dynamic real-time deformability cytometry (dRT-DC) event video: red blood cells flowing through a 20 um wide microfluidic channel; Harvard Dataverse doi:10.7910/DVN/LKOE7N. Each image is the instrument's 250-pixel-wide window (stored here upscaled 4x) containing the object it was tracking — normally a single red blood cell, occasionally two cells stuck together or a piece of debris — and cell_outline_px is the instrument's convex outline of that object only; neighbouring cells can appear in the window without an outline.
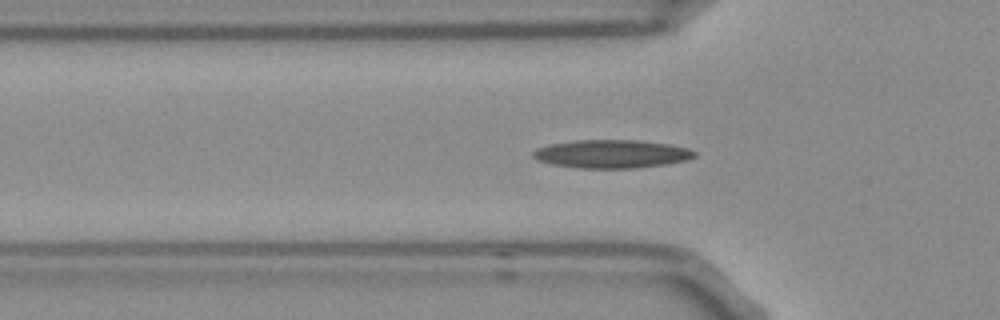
{"species": "Egyptian fruit bat (a non-hibernating species)", "species_latin": "Rousettus aegyptiacus", "temperature_condition": "room temperature", "stored_images_in_passage": 41, "camera_frame_rate_fps": 3000, "um_per_image_px": 0.085, "frame": {"image": 1, "passage_image": 3, "time_ms": 0.667, "image_size_px": [1000, 320], "cell_outline_px": [[696, 156], [688, 160], [664, 164], [636, 168], [576, 168], [552, 164], [540, 160], [532, 156], [532, 152], [536, 148], [552, 144], [576, 140], [640, 140], [668, 144], [688, 148], [696, 152]], "centroid_in_image_um": [52.01, 13.08], "position_along_channel_um": 73.8, "area_um2": 26.53}}
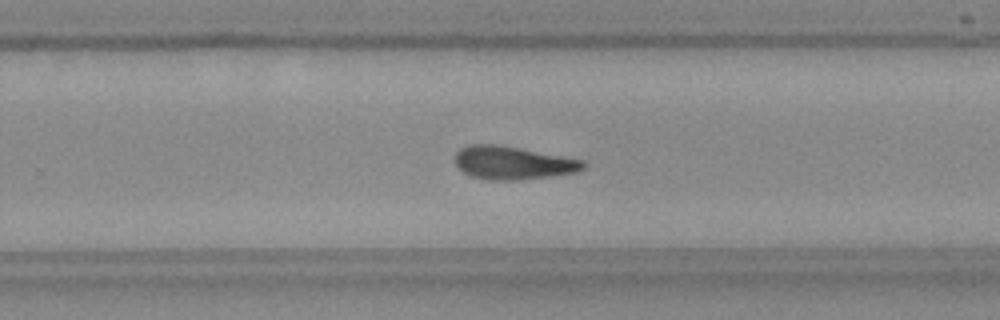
{"frame": {"image": 2, "passage_image": 20, "time_ms": 6.333, "image_size_px": [1000, 320], "cell_outline_px": [[588, 164], [584, 168], [576, 172], [548, 176], [512, 180], [496, 180], [472, 176], [464, 172], [456, 164], [456, 152], [460, 148], [468, 144], [492, 144], [516, 148], [584, 160]], "centroid_in_image_um": [43.59, 13.83], "position_along_channel_um": 286.2, "area_um2": 24.16}}
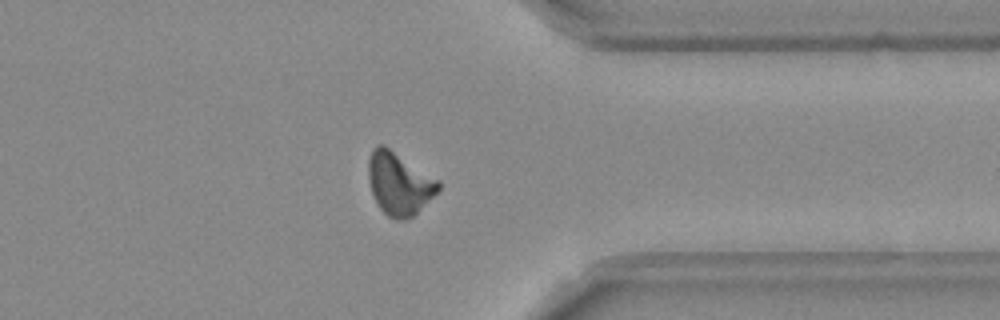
{"frame": {"image": 3, "passage_image": 28, "time_ms": 9.0, "image_size_px": [1000, 320], "cell_outline_px": [[440, 188], [412, 216], [404, 220], [396, 220], [388, 216], [380, 208], [372, 192], [368, 180], [368, 160], [372, 148], [376, 144], [384, 144], [440, 180]], "centroid_in_image_um": [33.9, 15.56], "position_along_channel_um": 377.5, "area_um2": 25.43}}